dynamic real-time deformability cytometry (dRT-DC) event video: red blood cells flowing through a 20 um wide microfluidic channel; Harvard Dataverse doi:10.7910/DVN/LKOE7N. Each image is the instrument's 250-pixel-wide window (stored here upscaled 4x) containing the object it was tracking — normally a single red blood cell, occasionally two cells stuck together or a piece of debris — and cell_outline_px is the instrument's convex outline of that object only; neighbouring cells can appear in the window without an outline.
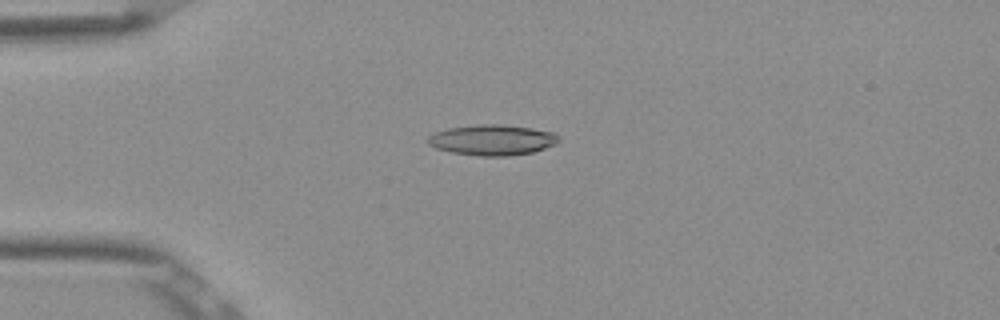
{"species": "Egyptian fruit bat (a non-hibernating species)", "species_latin": "Rousettus aegyptiacus", "temperature_condition": "room temperature", "stored_images_in_passage": 6, "camera_frame_rate_fps": 3000, "um_per_image_px": 0.085, "frame": {"image": 1, "passage_image": 4, "time_ms": 1.0, "image_size_px": [1000, 320], "cell_outline_px": [[560, 140], [556, 144], [532, 152], [508, 156], [480, 156], [452, 152], [436, 148], [428, 144], [424, 140], [428, 136], [436, 132], [448, 128], [480, 124], [504, 124], [532, 128], [556, 132], [560, 136]], "centroid_in_image_um": [41.86, 11.89], "position_along_channel_um": 43.1, "area_um2": 23.52}}
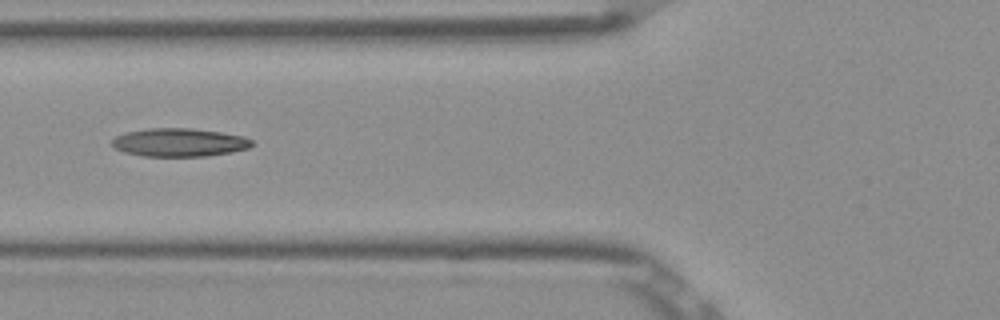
{"frame": {"image": 2, "passage_image": 6, "time_ms": 1.667, "image_size_px": [1000, 320], "cell_outline_px": [[252, 144], [248, 148], [232, 152], [208, 156], [144, 156], [124, 152], [112, 148], [112, 140], [116, 136], [128, 132], [148, 128], [192, 128], [220, 132], [244, 136], [252, 140]], "centroid_in_image_um": [15.23, 12.11], "position_along_channel_um": 110.6, "area_um2": 23.06}}